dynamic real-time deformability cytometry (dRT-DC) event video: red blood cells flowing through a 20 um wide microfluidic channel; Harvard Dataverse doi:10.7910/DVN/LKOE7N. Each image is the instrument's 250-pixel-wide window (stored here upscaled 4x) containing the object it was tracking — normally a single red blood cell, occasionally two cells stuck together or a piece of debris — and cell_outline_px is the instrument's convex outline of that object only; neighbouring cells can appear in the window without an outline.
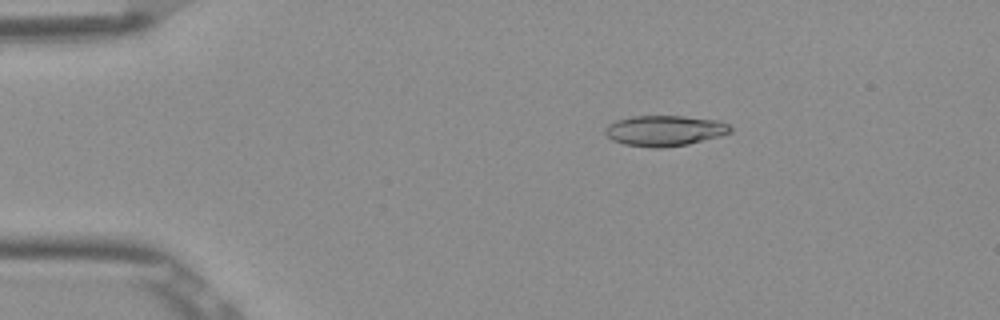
{"species": "Egyptian fruit bat (a non-hibernating species)", "species_latin": "Rousettus aegyptiacus", "temperature_condition": "room temperature", "stored_images_in_passage": 4, "camera_frame_rate_fps": 3000, "um_per_image_px": 0.085, "frame": {"image": 1, "passage_image": 2, "time_ms": 0.333, "image_size_px": [1000, 320], "cell_outline_px": [[732, 132], [720, 136], [688, 144], [660, 148], [652, 148], [624, 144], [612, 140], [604, 132], [604, 128], [608, 124], [616, 120], [632, 116], [684, 116], [720, 120], [728, 124], [732, 128]], "centroid_in_image_um": [56.5, 11.1], "position_along_channel_um": 28.5, "area_um2": 22.48}}
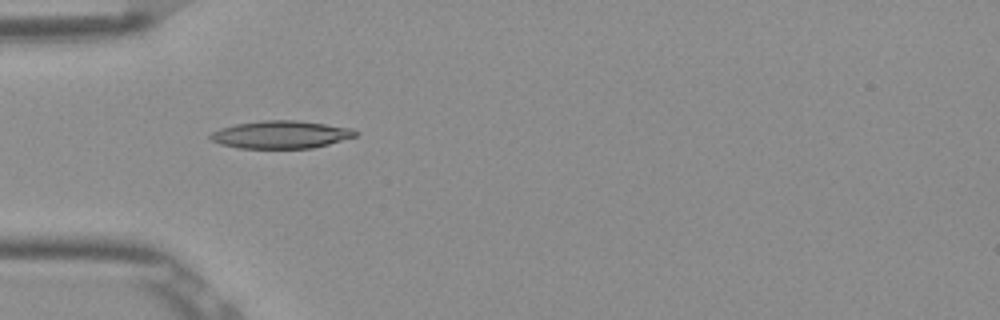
{"frame": {"image": 2, "passage_image": 4, "time_ms": 1.0, "image_size_px": [1000, 320], "cell_outline_px": [[360, 132], [356, 136], [328, 144], [312, 148], [240, 148], [220, 144], [212, 140], [208, 136], [208, 132], [220, 128], [236, 124], [260, 120], [296, 120], [352, 128]], "centroid_in_image_um": [23.84, 11.43], "position_along_channel_um": 61.2, "area_um2": 23.47}}